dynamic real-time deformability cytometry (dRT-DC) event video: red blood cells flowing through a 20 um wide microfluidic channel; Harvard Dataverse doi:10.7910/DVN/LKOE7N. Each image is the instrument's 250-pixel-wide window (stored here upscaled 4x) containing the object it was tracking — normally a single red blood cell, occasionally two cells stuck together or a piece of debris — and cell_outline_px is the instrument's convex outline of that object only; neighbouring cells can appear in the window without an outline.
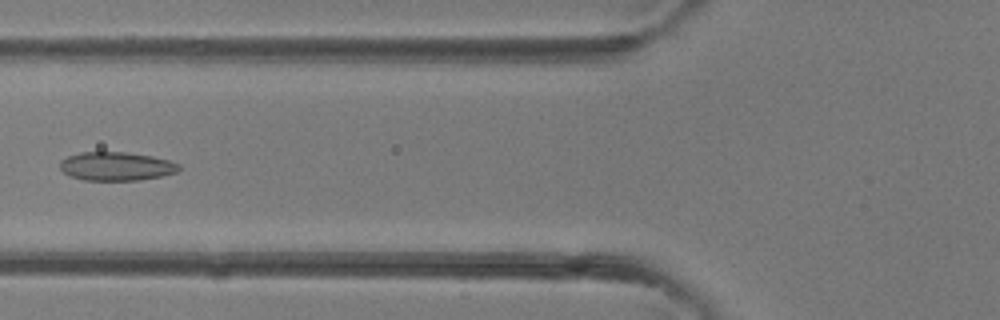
{"species": "common noctule bat (a hibernating species)", "species_latin": "Nyctalus noctula", "temperature_condition": "room temperature", "stored_images_in_passage": 36, "camera_frame_rate_fps": 3000, "um_per_image_px": 0.085, "animal": {"sex": "female"}, "frame": {"image": 1, "passage_image": 16, "time_ms": 5.0, "image_size_px": [1000, 320], "cell_outline_px": [[180, 168], [176, 172], [160, 176], [140, 180], [84, 180], [68, 176], [60, 168], [60, 160], [68, 156], [80, 152], [124, 152], [152, 156], [168, 160], [180, 164]], "centroid_in_image_um": [9.86, 14.13], "position_along_channel_um": 115.9, "area_um2": 19.83}}